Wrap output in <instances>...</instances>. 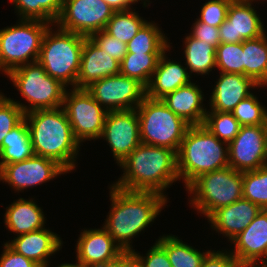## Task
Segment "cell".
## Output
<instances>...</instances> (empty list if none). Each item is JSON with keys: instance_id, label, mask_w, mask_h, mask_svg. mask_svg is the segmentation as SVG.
I'll return each instance as SVG.
<instances>
[{"instance_id": "5", "label": "cell", "mask_w": 267, "mask_h": 267, "mask_svg": "<svg viewBox=\"0 0 267 267\" xmlns=\"http://www.w3.org/2000/svg\"><path fill=\"white\" fill-rule=\"evenodd\" d=\"M49 27L43 37L38 62L52 78L76 88L85 36Z\"/></svg>"}, {"instance_id": "37", "label": "cell", "mask_w": 267, "mask_h": 267, "mask_svg": "<svg viewBox=\"0 0 267 267\" xmlns=\"http://www.w3.org/2000/svg\"><path fill=\"white\" fill-rule=\"evenodd\" d=\"M216 67L220 72L243 74V42L220 43L216 48Z\"/></svg>"}, {"instance_id": "21", "label": "cell", "mask_w": 267, "mask_h": 267, "mask_svg": "<svg viewBox=\"0 0 267 267\" xmlns=\"http://www.w3.org/2000/svg\"><path fill=\"white\" fill-rule=\"evenodd\" d=\"M260 211L261 208L257 204L242 197L228 206L218 208L207 220L211 223L212 229L214 228L231 241L251 223Z\"/></svg>"}, {"instance_id": "11", "label": "cell", "mask_w": 267, "mask_h": 267, "mask_svg": "<svg viewBox=\"0 0 267 267\" xmlns=\"http://www.w3.org/2000/svg\"><path fill=\"white\" fill-rule=\"evenodd\" d=\"M114 12L104 0H64L54 26L90 37L105 29Z\"/></svg>"}, {"instance_id": "3", "label": "cell", "mask_w": 267, "mask_h": 267, "mask_svg": "<svg viewBox=\"0 0 267 267\" xmlns=\"http://www.w3.org/2000/svg\"><path fill=\"white\" fill-rule=\"evenodd\" d=\"M24 118L34 155L53 159L68 172L74 170L81 145L74 137L64 108L35 110Z\"/></svg>"}, {"instance_id": "28", "label": "cell", "mask_w": 267, "mask_h": 267, "mask_svg": "<svg viewBox=\"0 0 267 267\" xmlns=\"http://www.w3.org/2000/svg\"><path fill=\"white\" fill-rule=\"evenodd\" d=\"M185 64L190 73L209 74L216 67V48L205 40H198L190 34L184 41Z\"/></svg>"}, {"instance_id": "50", "label": "cell", "mask_w": 267, "mask_h": 267, "mask_svg": "<svg viewBox=\"0 0 267 267\" xmlns=\"http://www.w3.org/2000/svg\"><path fill=\"white\" fill-rule=\"evenodd\" d=\"M138 1L140 2V0H133L134 4L137 3ZM141 1H142V0H141ZM143 1H144V0H143ZM146 2H148V4H147ZM149 2H150V0H148V1L145 0L144 3H143L144 7H146L147 5L149 6Z\"/></svg>"}, {"instance_id": "41", "label": "cell", "mask_w": 267, "mask_h": 267, "mask_svg": "<svg viewBox=\"0 0 267 267\" xmlns=\"http://www.w3.org/2000/svg\"><path fill=\"white\" fill-rule=\"evenodd\" d=\"M147 251L146 256H141L135 250L132 254L138 259L142 267H172L166 251L156 242Z\"/></svg>"}, {"instance_id": "43", "label": "cell", "mask_w": 267, "mask_h": 267, "mask_svg": "<svg viewBox=\"0 0 267 267\" xmlns=\"http://www.w3.org/2000/svg\"><path fill=\"white\" fill-rule=\"evenodd\" d=\"M0 257V267H41L33 260L14 251L7 243Z\"/></svg>"}, {"instance_id": "42", "label": "cell", "mask_w": 267, "mask_h": 267, "mask_svg": "<svg viewBox=\"0 0 267 267\" xmlns=\"http://www.w3.org/2000/svg\"><path fill=\"white\" fill-rule=\"evenodd\" d=\"M191 30L190 35L192 37L202 41L205 40V42L211 44L215 48L220 45L219 27L210 26L196 19Z\"/></svg>"}, {"instance_id": "1", "label": "cell", "mask_w": 267, "mask_h": 267, "mask_svg": "<svg viewBox=\"0 0 267 267\" xmlns=\"http://www.w3.org/2000/svg\"><path fill=\"white\" fill-rule=\"evenodd\" d=\"M109 189L111 207L103 228L124 252H132V238L154 222L168 198L153 192L122 190L113 184Z\"/></svg>"}, {"instance_id": "19", "label": "cell", "mask_w": 267, "mask_h": 267, "mask_svg": "<svg viewBox=\"0 0 267 267\" xmlns=\"http://www.w3.org/2000/svg\"><path fill=\"white\" fill-rule=\"evenodd\" d=\"M117 74H120V63L86 37L81 52L76 88L86 89L95 81Z\"/></svg>"}, {"instance_id": "48", "label": "cell", "mask_w": 267, "mask_h": 267, "mask_svg": "<svg viewBox=\"0 0 267 267\" xmlns=\"http://www.w3.org/2000/svg\"><path fill=\"white\" fill-rule=\"evenodd\" d=\"M260 262H241V263H237L236 267H266V261L261 262V264L259 265Z\"/></svg>"}, {"instance_id": "40", "label": "cell", "mask_w": 267, "mask_h": 267, "mask_svg": "<svg viewBox=\"0 0 267 267\" xmlns=\"http://www.w3.org/2000/svg\"><path fill=\"white\" fill-rule=\"evenodd\" d=\"M89 38L119 63L127 54V44L107 34L104 30L92 34Z\"/></svg>"}, {"instance_id": "22", "label": "cell", "mask_w": 267, "mask_h": 267, "mask_svg": "<svg viewBox=\"0 0 267 267\" xmlns=\"http://www.w3.org/2000/svg\"><path fill=\"white\" fill-rule=\"evenodd\" d=\"M62 239L50 229H40L15 237L6 243L17 253L41 267H49L48 258L62 248Z\"/></svg>"}, {"instance_id": "13", "label": "cell", "mask_w": 267, "mask_h": 267, "mask_svg": "<svg viewBox=\"0 0 267 267\" xmlns=\"http://www.w3.org/2000/svg\"><path fill=\"white\" fill-rule=\"evenodd\" d=\"M228 163L236 171H253L267 165V125L241 126L228 144Z\"/></svg>"}, {"instance_id": "36", "label": "cell", "mask_w": 267, "mask_h": 267, "mask_svg": "<svg viewBox=\"0 0 267 267\" xmlns=\"http://www.w3.org/2000/svg\"><path fill=\"white\" fill-rule=\"evenodd\" d=\"M231 113L241 126L267 125V109L254 93L243 99Z\"/></svg>"}, {"instance_id": "8", "label": "cell", "mask_w": 267, "mask_h": 267, "mask_svg": "<svg viewBox=\"0 0 267 267\" xmlns=\"http://www.w3.org/2000/svg\"><path fill=\"white\" fill-rule=\"evenodd\" d=\"M136 111L142 144L170 148L178 153L191 125L173 113L161 99L145 97Z\"/></svg>"}, {"instance_id": "4", "label": "cell", "mask_w": 267, "mask_h": 267, "mask_svg": "<svg viewBox=\"0 0 267 267\" xmlns=\"http://www.w3.org/2000/svg\"><path fill=\"white\" fill-rule=\"evenodd\" d=\"M227 166L228 144L220 141L203 125L190 126L177 153L179 180L183 179L185 188L200 175Z\"/></svg>"}, {"instance_id": "7", "label": "cell", "mask_w": 267, "mask_h": 267, "mask_svg": "<svg viewBox=\"0 0 267 267\" xmlns=\"http://www.w3.org/2000/svg\"><path fill=\"white\" fill-rule=\"evenodd\" d=\"M186 190L193 194L190 206L208 218L218 208L243 197V172L227 166L200 175Z\"/></svg>"}, {"instance_id": "44", "label": "cell", "mask_w": 267, "mask_h": 267, "mask_svg": "<svg viewBox=\"0 0 267 267\" xmlns=\"http://www.w3.org/2000/svg\"><path fill=\"white\" fill-rule=\"evenodd\" d=\"M211 250L205 255L201 267H236V258L228 251Z\"/></svg>"}, {"instance_id": "38", "label": "cell", "mask_w": 267, "mask_h": 267, "mask_svg": "<svg viewBox=\"0 0 267 267\" xmlns=\"http://www.w3.org/2000/svg\"><path fill=\"white\" fill-rule=\"evenodd\" d=\"M24 116L18 104L4 94L0 96V150L4 137L24 119Z\"/></svg>"}, {"instance_id": "45", "label": "cell", "mask_w": 267, "mask_h": 267, "mask_svg": "<svg viewBox=\"0 0 267 267\" xmlns=\"http://www.w3.org/2000/svg\"><path fill=\"white\" fill-rule=\"evenodd\" d=\"M110 5L115 11H126L131 9L133 0H104Z\"/></svg>"}, {"instance_id": "49", "label": "cell", "mask_w": 267, "mask_h": 267, "mask_svg": "<svg viewBox=\"0 0 267 267\" xmlns=\"http://www.w3.org/2000/svg\"><path fill=\"white\" fill-rule=\"evenodd\" d=\"M58 267H85L82 263H79L76 261V263L71 264V263H63L59 265Z\"/></svg>"}, {"instance_id": "17", "label": "cell", "mask_w": 267, "mask_h": 267, "mask_svg": "<svg viewBox=\"0 0 267 267\" xmlns=\"http://www.w3.org/2000/svg\"><path fill=\"white\" fill-rule=\"evenodd\" d=\"M82 231L76 244V258L77 262L85 267H95L114 261L124 253L103 227Z\"/></svg>"}, {"instance_id": "9", "label": "cell", "mask_w": 267, "mask_h": 267, "mask_svg": "<svg viewBox=\"0 0 267 267\" xmlns=\"http://www.w3.org/2000/svg\"><path fill=\"white\" fill-rule=\"evenodd\" d=\"M50 25L41 20L20 19L16 25L0 29V71L6 75L21 65L37 62Z\"/></svg>"}, {"instance_id": "6", "label": "cell", "mask_w": 267, "mask_h": 267, "mask_svg": "<svg viewBox=\"0 0 267 267\" xmlns=\"http://www.w3.org/2000/svg\"><path fill=\"white\" fill-rule=\"evenodd\" d=\"M17 87L29 106L19 101H11L19 105L24 114L35 110L56 109L63 106L67 86L48 75L44 67L37 61L21 65L7 74Z\"/></svg>"}, {"instance_id": "23", "label": "cell", "mask_w": 267, "mask_h": 267, "mask_svg": "<svg viewBox=\"0 0 267 267\" xmlns=\"http://www.w3.org/2000/svg\"><path fill=\"white\" fill-rule=\"evenodd\" d=\"M166 51L160 56L157 67L146 86V97L162 99L165 95L174 92L181 86L191 82V74L181 62L168 59Z\"/></svg>"}, {"instance_id": "51", "label": "cell", "mask_w": 267, "mask_h": 267, "mask_svg": "<svg viewBox=\"0 0 267 267\" xmlns=\"http://www.w3.org/2000/svg\"><path fill=\"white\" fill-rule=\"evenodd\" d=\"M246 1H248V2H251V3H252L253 1H256V0H246Z\"/></svg>"}, {"instance_id": "25", "label": "cell", "mask_w": 267, "mask_h": 267, "mask_svg": "<svg viewBox=\"0 0 267 267\" xmlns=\"http://www.w3.org/2000/svg\"><path fill=\"white\" fill-rule=\"evenodd\" d=\"M33 199L19 198L6 207L4 223L17 236L45 228L46 217Z\"/></svg>"}, {"instance_id": "27", "label": "cell", "mask_w": 267, "mask_h": 267, "mask_svg": "<svg viewBox=\"0 0 267 267\" xmlns=\"http://www.w3.org/2000/svg\"><path fill=\"white\" fill-rule=\"evenodd\" d=\"M34 155L28 124L25 118L3 139L0 150V167L21 162Z\"/></svg>"}, {"instance_id": "31", "label": "cell", "mask_w": 267, "mask_h": 267, "mask_svg": "<svg viewBox=\"0 0 267 267\" xmlns=\"http://www.w3.org/2000/svg\"><path fill=\"white\" fill-rule=\"evenodd\" d=\"M15 4L20 19L41 20L55 25L64 0H9ZM54 23V24H53Z\"/></svg>"}, {"instance_id": "32", "label": "cell", "mask_w": 267, "mask_h": 267, "mask_svg": "<svg viewBox=\"0 0 267 267\" xmlns=\"http://www.w3.org/2000/svg\"><path fill=\"white\" fill-rule=\"evenodd\" d=\"M163 53H127L120 62V74L148 85Z\"/></svg>"}, {"instance_id": "16", "label": "cell", "mask_w": 267, "mask_h": 267, "mask_svg": "<svg viewBox=\"0 0 267 267\" xmlns=\"http://www.w3.org/2000/svg\"><path fill=\"white\" fill-rule=\"evenodd\" d=\"M252 4L246 0H233L230 3L226 20L219 26L220 43H239L266 33Z\"/></svg>"}, {"instance_id": "35", "label": "cell", "mask_w": 267, "mask_h": 267, "mask_svg": "<svg viewBox=\"0 0 267 267\" xmlns=\"http://www.w3.org/2000/svg\"><path fill=\"white\" fill-rule=\"evenodd\" d=\"M243 198L267 210V165L243 172Z\"/></svg>"}, {"instance_id": "18", "label": "cell", "mask_w": 267, "mask_h": 267, "mask_svg": "<svg viewBox=\"0 0 267 267\" xmlns=\"http://www.w3.org/2000/svg\"><path fill=\"white\" fill-rule=\"evenodd\" d=\"M238 263L267 261V210L261 209L251 223L231 241Z\"/></svg>"}, {"instance_id": "46", "label": "cell", "mask_w": 267, "mask_h": 267, "mask_svg": "<svg viewBox=\"0 0 267 267\" xmlns=\"http://www.w3.org/2000/svg\"><path fill=\"white\" fill-rule=\"evenodd\" d=\"M124 267H142L132 252H124Z\"/></svg>"}, {"instance_id": "34", "label": "cell", "mask_w": 267, "mask_h": 267, "mask_svg": "<svg viewBox=\"0 0 267 267\" xmlns=\"http://www.w3.org/2000/svg\"><path fill=\"white\" fill-rule=\"evenodd\" d=\"M203 126L220 141L229 144L239 133L241 125L231 112L207 111Z\"/></svg>"}, {"instance_id": "20", "label": "cell", "mask_w": 267, "mask_h": 267, "mask_svg": "<svg viewBox=\"0 0 267 267\" xmlns=\"http://www.w3.org/2000/svg\"><path fill=\"white\" fill-rule=\"evenodd\" d=\"M209 99L210 111L232 112L245 98L252 94L250 90L260 87L251 78L238 73L220 72Z\"/></svg>"}, {"instance_id": "24", "label": "cell", "mask_w": 267, "mask_h": 267, "mask_svg": "<svg viewBox=\"0 0 267 267\" xmlns=\"http://www.w3.org/2000/svg\"><path fill=\"white\" fill-rule=\"evenodd\" d=\"M203 96L201 88L191 81L165 95L161 100L173 113L193 126L204 123L207 110L202 105Z\"/></svg>"}, {"instance_id": "2", "label": "cell", "mask_w": 267, "mask_h": 267, "mask_svg": "<svg viewBox=\"0 0 267 267\" xmlns=\"http://www.w3.org/2000/svg\"><path fill=\"white\" fill-rule=\"evenodd\" d=\"M124 173L113 185L126 191L164 194L179 181L177 153L166 147L139 144L119 165Z\"/></svg>"}, {"instance_id": "30", "label": "cell", "mask_w": 267, "mask_h": 267, "mask_svg": "<svg viewBox=\"0 0 267 267\" xmlns=\"http://www.w3.org/2000/svg\"><path fill=\"white\" fill-rule=\"evenodd\" d=\"M155 22H146L127 43V53H164L170 42Z\"/></svg>"}, {"instance_id": "39", "label": "cell", "mask_w": 267, "mask_h": 267, "mask_svg": "<svg viewBox=\"0 0 267 267\" xmlns=\"http://www.w3.org/2000/svg\"><path fill=\"white\" fill-rule=\"evenodd\" d=\"M233 0H209L205 2L200 11L199 22L219 27L227 17V11Z\"/></svg>"}, {"instance_id": "47", "label": "cell", "mask_w": 267, "mask_h": 267, "mask_svg": "<svg viewBox=\"0 0 267 267\" xmlns=\"http://www.w3.org/2000/svg\"><path fill=\"white\" fill-rule=\"evenodd\" d=\"M95 267H124V253L114 261L104 263Z\"/></svg>"}, {"instance_id": "26", "label": "cell", "mask_w": 267, "mask_h": 267, "mask_svg": "<svg viewBox=\"0 0 267 267\" xmlns=\"http://www.w3.org/2000/svg\"><path fill=\"white\" fill-rule=\"evenodd\" d=\"M243 75L267 86V34L243 41Z\"/></svg>"}, {"instance_id": "33", "label": "cell", "mask_w": 267, "mask_h": 267, "mask_svg": "<svg viewBox=\"0 0 267 267\" xmlns=\"http://www.w3.org/2000/svg\"><path fill=\"white\" fill-rule=\"evenodd\" d=\"M146 22L147 20L140 17L137 12H133L132 9L115 11L104 31L127 44Z\"/></svg>"}, {"instance_id": "29", "label": "cell", "mask_w": 267, "mask_h": 267, "mask_svg": "<svg viewBox=\"0 0 267 267\" xmlns=\"http://www.w3.org/2000/svg\"><path fill=\"white\" fill-rule=\"evenodd\" d=\"M176 235L159 237L156 241L167 253L172 267H201L205 255L210 251L200 252L187 245Z\"/></svg>"}, {"instance_id": "15", "label": "cell", "mask_w": 267, "mask_h": 267, "mask_svg": "<svg viewBox=\"0 0 267 267\" xmlns=\"http://www.w3.org/2000/svg\"><path fill=\"white\" fill-rule=\"evenodd\" d=\"M101 138L108 142L116 163L120 165L142 143L136 109L109 111Z\"/></svg>"}, {"instance_id": "12", "label": "cell", "mask_w": 267, "mask_h": 267, "mask_svg": "<svg viewBox=\"0 0 267 267\" xmlns=\"http://www.w3.org/2000/svg\"><path fill=\"white\" fill-rule=\"evenodd\" d=\"M86 90L108 112L136 109L146 97V87L122 74L93 82Z\"/></svg>"}, {"instance_id": "14", "label": "cell", "mask_w": 267, "mask_h": 267, "mask_svg": "<svg viewBox=\"0 0 267 267\" xmlns=\"http://www.w3.org/2000/svg\"><path fill=\"white\" fill-rule=\"evenodd\" d=\"M65 173L68 171L57 161L33 155L21 162L1 166L0 181L8 183L15 191H22L46 183Z\"/></svg>"}, {"instance_id": "10", "label": "cell", "mask_w": 267, "mask_h": 267, "mask_svg": "<svg viewBox=\"0 0 267 267\" xmlns=\"http://www.w3.org/2000/svg\"><path fill=\"white\" fill-rule=\"evenodd\" d=\"M70 91H66L62 107L74 137L80 144L100 139L108 111L86 89L72 88Z\"/></svg>"}]
</instances>
